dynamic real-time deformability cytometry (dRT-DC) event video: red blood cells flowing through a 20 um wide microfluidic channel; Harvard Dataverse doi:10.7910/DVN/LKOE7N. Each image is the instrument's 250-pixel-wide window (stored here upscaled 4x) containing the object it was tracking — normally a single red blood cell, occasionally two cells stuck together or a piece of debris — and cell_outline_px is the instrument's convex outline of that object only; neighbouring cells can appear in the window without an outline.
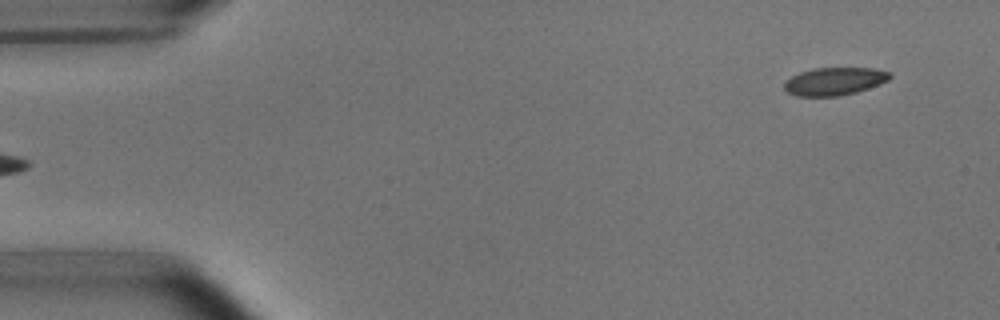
{"species": "common noctule bat (a hibernating species)", "species_latin": "Nyctalus noctula", "temperature_condition": "room temperature", "stored_images_in_passage": 50, "camera_frame_rate_fps": 3000, "um_per_image_px": 0.085, "animal": {"sex": "male", "body_mass_g": 15.6}, "frame": {"image": 1, "passage_image": 1, "time_ms": 0.0, "image_size_px": [1000, 320], "cell_outline_px": [[892, 76], [888, 80], [880, 84], [856, 92], [840, 96], [796, 96], [788, 92], [784, 88], [784, 80], [800, 72], [812, 68], [872, 68], [892, 72]], "centroid_in_image_um": [70.93, 6.91], "position_along_channel_um": 14.1, "area_um2": 17.22}}
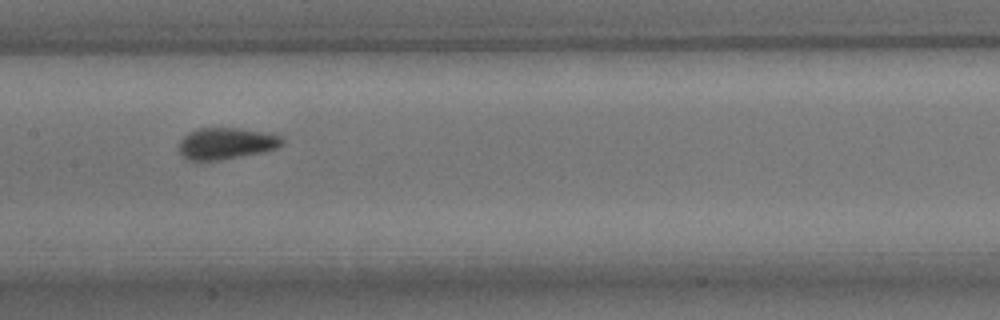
{"frame": {"image": 2, "passage_image": 23, "time_ms": 7.333, "image_size_px": [1000, 320], "cell_outline_px": [[284, 144], [276, 148], [264, 152], [220, 160], [188, 160], [180, 152], [180, 140], [188, 132], [196, 128], [240, 128], [268, 132], [280, 136], [284, 140]], "centroid_in_image_um": [19.26, 12.18], "position_along_channel_um": 188.1, "area_um2": 19.07}}
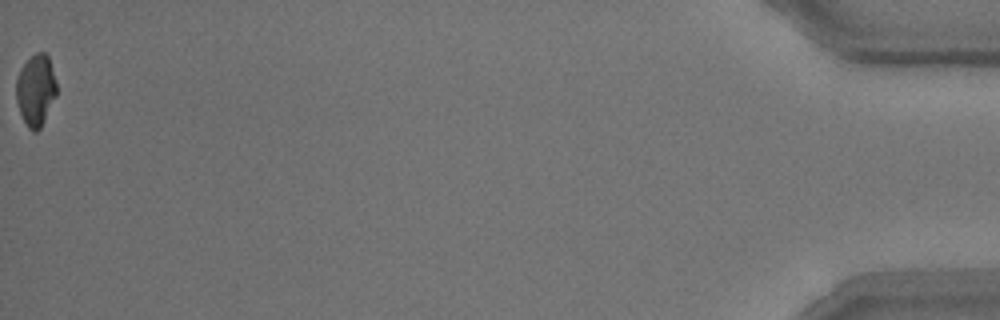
{"frame": {"image": 3, "passage_image": 50, "time_ms": 16.333, "image_size_px": [1000, 320], "cell_outline_px": [[56, 96], [40, 128], [36, 132], [32, 132], [28, 128], [20, 112], [16, 100], [16, 76], [20, 68], [36, 52], [44, 52], [48, 56], [56, 84]], "centroid_in_image_um": [3.02, 7.67], "position_along_channel_um": 432.2, "area_um2": 16.65}, "authors_computed_cell_mechanics": {"area_um2": 18.1781, "velocity_mm_per_s": 3.7785, "shape_relaxation_time_tau1_ms": 3.0165, "shape_relaxation_time_tau2_ms": 0.5679, "deformation_change_tau1": 0.1217, "deformation_change_tau2": 0.0588}}